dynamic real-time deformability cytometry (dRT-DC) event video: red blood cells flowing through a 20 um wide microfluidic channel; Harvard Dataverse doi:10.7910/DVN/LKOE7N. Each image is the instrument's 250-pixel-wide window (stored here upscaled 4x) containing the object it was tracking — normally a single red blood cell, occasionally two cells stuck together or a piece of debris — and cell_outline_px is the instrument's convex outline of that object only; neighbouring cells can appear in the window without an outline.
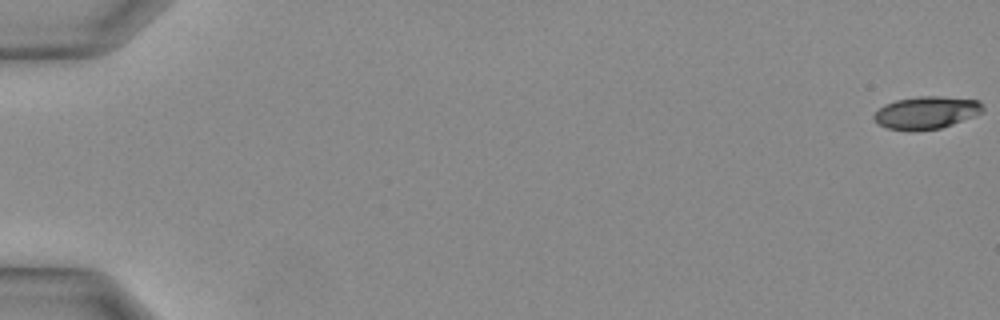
{"species": "Egyptian fruit bat (a non-hibernating species)", "species_latin": "Rousettus aegyptiacus", "temperature_condition": "warm", "stored_images_in_passage": 36, "camera_frame_rate_fps": 3000, "um_per_image_px": 0.085, "animal": {"sex": "female"}, "frame": {"image": 1, "passage_image": 1, "time_ms": 0.0, "image_size_px": [1000, 320], "cell_outline_px": [[984, 112], [952, 124], [940, 128], [912, 132], [888, 128], [880, 124], [872, 116], [884, 104], [896, 100], [916, 96], [940, 96], [980, 100], [984, 108]], "centroid_in_image_um": [78.75, 9.57], "position_along_channel_um": 6.2, "area_um2": 20.75}}
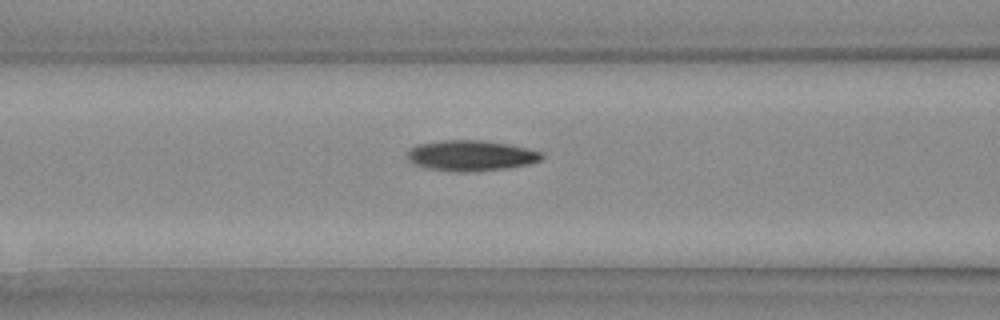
{"frame": {"image": 2, "passage_image": 16, "time_ms": 5.0, "image_size_px": [1000, 320], "cell_outline_px": [[544, 156], [540, 160], [528, 164], [504, 168], [476, 172], [456, 172], [428, 168], [416, 164], [408, 160], [408, 152], [412, 148], [420, 144], [444, 140], [480, 140], [508, 144], [544, 152]], "centroid_in_image_um": [40.07, 13.23], "position_along_channel_um": 126.5, "area_um2": 23.76}}
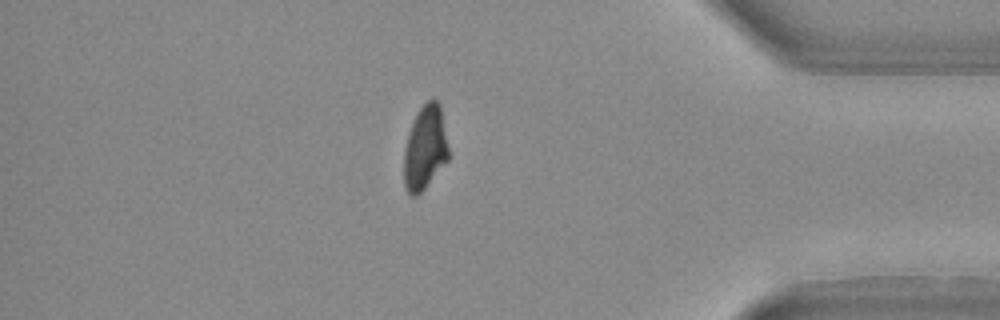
{"frame": {"image": 3, "passage_image": 31, "time_ms": 10.0, "image_size_px": [1000, 320], "cell_outline_px": [[448, 160], [424, 188], [416, 196], [412, 196], [408, 192], [404, 184], [404, 152], [408, 132], [420, 108], [428, 100], [436, 100], [440, 104], [448, 148]], "centroid_in_image_um": [36.12, 12.57], "position_along_channel_um": 399.1, "area_um2": 21.44}}